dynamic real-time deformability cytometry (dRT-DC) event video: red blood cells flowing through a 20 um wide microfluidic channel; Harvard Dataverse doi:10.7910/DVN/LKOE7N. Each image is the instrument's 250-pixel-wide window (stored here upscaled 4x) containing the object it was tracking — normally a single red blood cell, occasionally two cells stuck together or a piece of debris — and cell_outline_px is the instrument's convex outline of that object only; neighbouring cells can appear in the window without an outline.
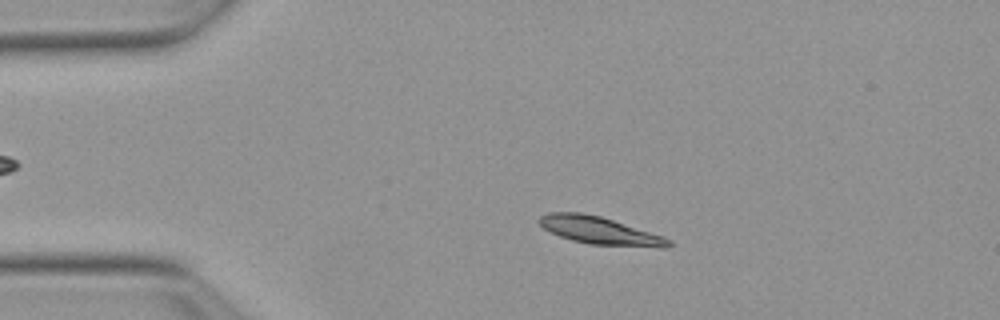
{"species": "Egyptian fruit bat (a non-hibernating species)", "species_latin": "Rousettus aegyptiacus", "temperature_condition": "warm", "stored_images_in_passage": 52, "camera_frame_rate_fps": 3000, "um_per_image_px": 0.085, "animal": {"sex": "female"}, "frame": {"image": 1, "passage_image": 10, "time_ms": 3.0, "image_size_px": [1000, 320], "cell_outline_px": [[672, 244], [668, 248], [660, 248], [588, 244], [572, 240], [560, 236], [544, 228], [536, 220], [540, 216], [548, 212], [580, 212], [600, 216], [664, 236], [672, 240]], "centroid_in_image_um": [51.01, 19.61], "position_along_channel_um": 34.0, "area_um2": 20.92}}
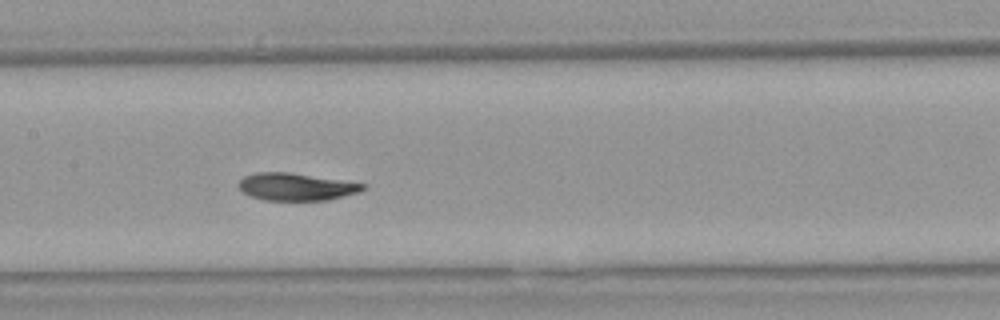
{"frame": {"image": 2, "passage_image": 25, "time_ms": 8.0, "image_size_px": [1000, 320], "cell_outline_px": [[368, 188], [360, 192], [328, 200], [264, 200], [252, 196], [244, 192], [236, 184], [244, 176], [256, 172], [288, 172], [364, 184]], "centroid_in_image_um": [25.16, 15.88], "position_along_channel_um": 182.2, "area_um2": 19.65}}
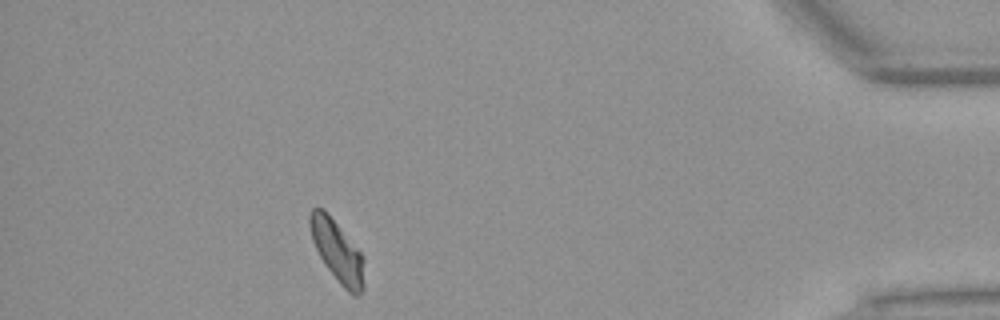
{"frame": {"image": 3, "passage_image": 47, "time_ms": 15.333, "image_size_px": [1000, 320], "cell_outline_px": [[364, 288], [356, 296], [352, 296], [340, 284], [324, 264], [312, 240], [308, 224], [308, 216], [312, 208], [324, 208], [364, 256]], "centroid_in_image_um": [28.66, 21.35], "position_along_channel_um": 406.5, "area_um2": 19.59}, "authors_computed_cell_mechanics": {"area_um2": 20.0855, "velocity_mm_per_s": 3.8024, "shape_relaxation_time_tau1_ms": 2.6227, "shape_relaxation_time_tau2_ms": 2.6422, "deformation_change_tau1": 0.1239, "deformation_change_tau2": 0.0649}}